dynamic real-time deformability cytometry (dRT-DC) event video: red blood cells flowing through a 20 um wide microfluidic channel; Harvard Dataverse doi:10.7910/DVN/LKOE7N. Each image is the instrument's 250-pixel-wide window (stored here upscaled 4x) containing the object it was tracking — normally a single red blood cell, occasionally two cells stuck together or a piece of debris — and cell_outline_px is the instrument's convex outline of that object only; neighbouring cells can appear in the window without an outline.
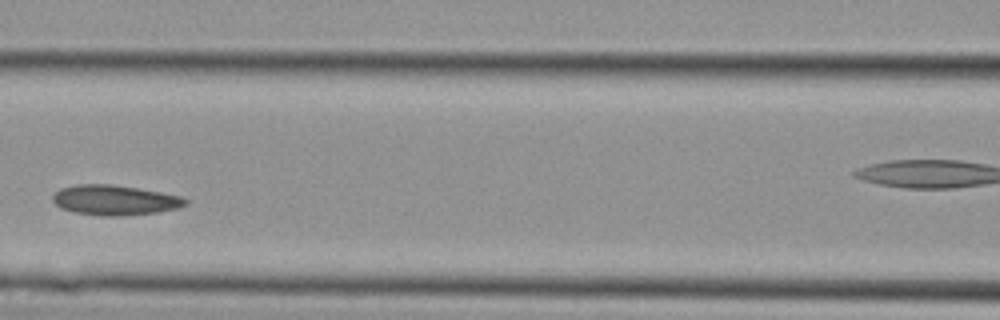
{"species": "Egyptian fruit bat (a non-hibernating species)", "species_latin": "Rousettus aegyptiacus", "temperature_condition": "cold", "stored_images_in_passage": 15, "camera_frame_rate_fps": 3000, "um_per_image_px": 0.085, "animal": {"sex": "female"}, "frame": {"image": 1, "passage_image": 9, "time_ms": 2.667, "image_size_px": [1000, 320], "cell_outline_px": [[188, 204], [176, 208], [156, 212], [120, 216], [104, 216], [72, 212], [60, 208], [52, 200], [52, 196], [60, 188], [76, 184], [108, 184], [136, 188], [160, 192], [180, 196], [188, 200]], "centroid_in_image_um": [9.71, 17.01], "position_along_channel_um": 156.9, "area_um2": 23.12}}